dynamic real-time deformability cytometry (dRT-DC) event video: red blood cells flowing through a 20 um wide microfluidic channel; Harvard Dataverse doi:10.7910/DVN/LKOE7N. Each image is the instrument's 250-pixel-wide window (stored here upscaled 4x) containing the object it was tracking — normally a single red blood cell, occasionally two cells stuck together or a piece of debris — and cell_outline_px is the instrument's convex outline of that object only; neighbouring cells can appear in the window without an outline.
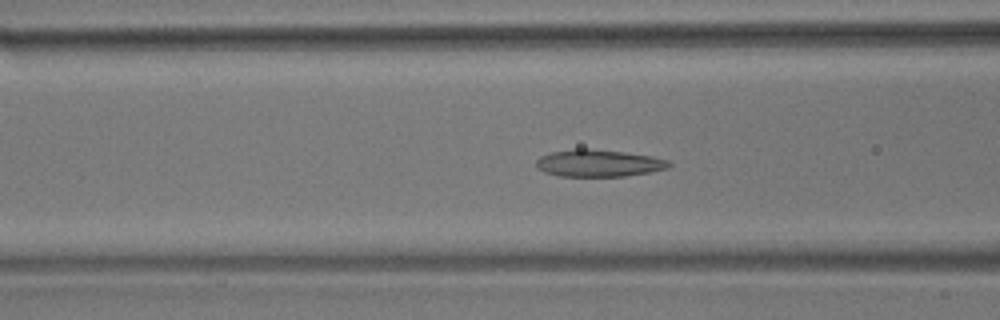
{"species": "common noctule bat (a hibernating species)", "species_latin": "Nyctalus noctula", "temperature_condition": "room temperature", "stored_images_in_passage": 56, "camera_frame_rate_fps": 3000, "um_per_image_px": 0.085, "animal": {"sex": "male", "body_mass_g": 17.9}, "frame": {"image": 1, "passage_image": 21, "time_ms": 6.667, "image_size_px": [1000, 320], "cell_outline_px": [[672, 164], [668, 168], [648, 172], [624, 176], [560, 176], [544, 172], [536, 168], [536, 160], [540, 156], [552, 152], [576, 148], [584, 148], [624, 152], [652, 156], [668, 160]], "centroid_in_image_um": [50.86, 13.86], "position_along_channel_um": 115.7, "area_um2": 20.92}}
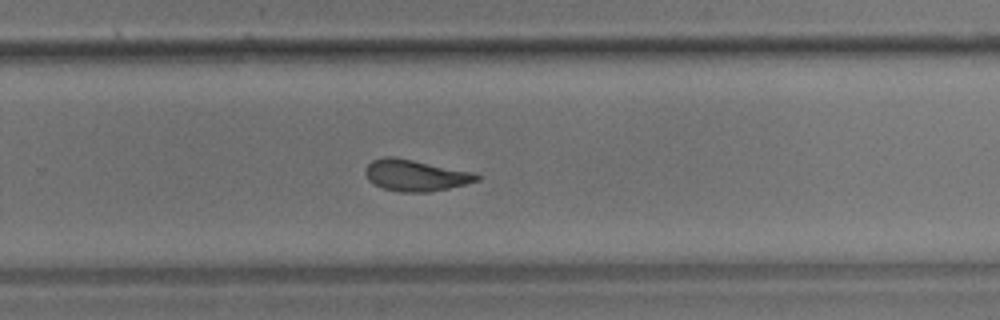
{"frame": {"image": 2, "passage_image": 36, "time_ms": 11.667, "image_size_px": [1000, 320], "cell_outline_px": [[480, 180], [448, 188], [428, 192], [400, 192], [380, 188], [372, 184], [368, 180], [364, 172], [364, 168], [372, 160], [384, 156], [392, 156], [476, 172], [480, 176]], "centroid_in_image_um": [35.28, 14.9], "position_along_channel_um": 294.5, "area_um2": 20.63}}
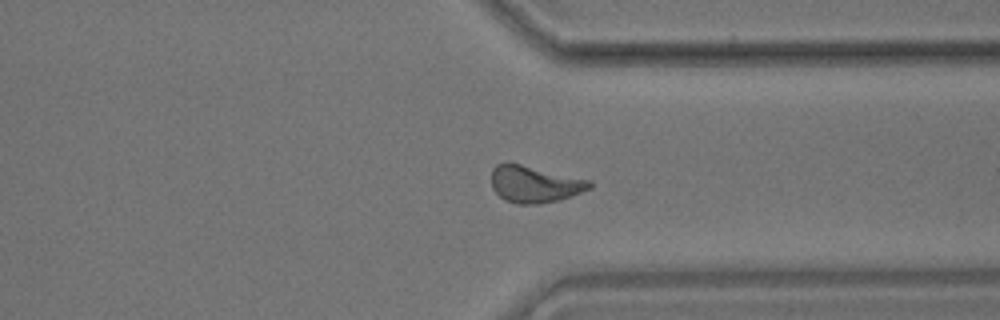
{"frame": {"image": 3, "passage_image": 42, "time_ms": 13.667, "image_size_px": [1000, 320], "cell_outline_px": [[592, 188], [560, 200], [536, 204], [516, 204], [504, 200], [492, 188], [492, 168], [496, 164], [504, 160], [508, 160], [592, 180]], "centroid_in_image_um": [45.43, 15.61], "position_along_channel_um": 366.0, "area_um2": 21.73}}